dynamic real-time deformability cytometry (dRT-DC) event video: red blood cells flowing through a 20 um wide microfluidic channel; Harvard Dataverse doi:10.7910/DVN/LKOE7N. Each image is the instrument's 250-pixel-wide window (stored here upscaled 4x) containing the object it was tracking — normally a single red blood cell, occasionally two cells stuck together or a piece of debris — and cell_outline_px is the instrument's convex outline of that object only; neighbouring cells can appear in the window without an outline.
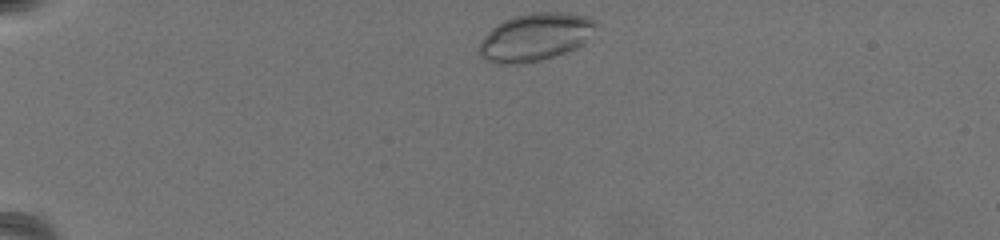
{"species": "common noctule bat (a hibernating species)", "species_latin": "Nyctalus noctula", "temperature_condition": "warm", "stored_images_in_passage": 49, "camera_frame_rate_fps": 3000, "um_per_image_px": 0.085, "animal": {"sex": "female", "body_mass_g": 19.5, "forearm_length_mm": 54.1}, "frame": {"image": 1, "passage_image": 1, "time_ms": 0.0, "image_size_px": [1000, 240], "cell_outline_px": [[596, 24], [588, 40], [576, 48], [540, 60], [516, 64], [496, 64], [484, 60], [480, 56], [476, 48], [484, 36], [496, 24], [512, 16], [532, 12], [564, 12], [584, 16], [592, 20]], "centroid_in_image_um": [45.42, 3.15], "position_along_channel_um": 39.6, "area_um2": 32.43}}
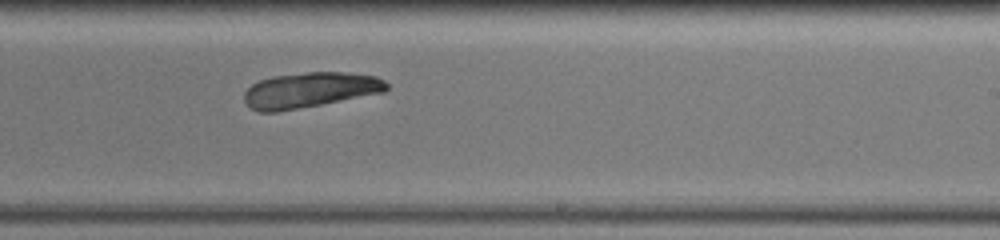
{"frame": {"image": 2, "passage_image": 29, "time_ms": 9.333, "image_size_px": [1000, 240], "cell_outline_px": [[388, 88], [384, 92], [320, 104], [276, 112], [260, 112], [252, 108], [244, 100], [244, 92], [252, 84], [260, 80], [272, 76], [304, 72], [348, 72], [376, 76], [384, 80], [388, 84]], "centroid_in_image_um": [26.34, 7.63], "position_along_channel_um": 262.7, "area_um2": 29.13}}
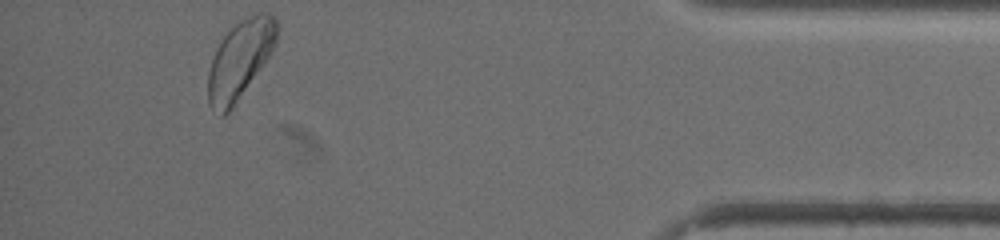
{"frame": {"image": 3, "passage_image": 48, "time_ms": 15.667, "image_size_px": [1000, 240], "cell_outline_px": [[276, 44], [272, 52], [232, 108], [224, 116], [220, 116], [208, 100], [208, 72], [216, 48], [224, 36], [240, 20], [256, 12], [268, 12], [276, 16]], "centroid_in_image_um": [20.41, 5.04], "position_along_channel_um": 414.8, "area_um2": 30.87}, "authors_computed_cell_mechanics": {"area_um2": 29.5358, "velocity_mm_per_s": 3.12, "shape_relaxation_time_tau1_ms": null, "shape_relaxation_time_tau2_ms": 5.3982, "deformation_change_tau1": null, "deformation_change_tau2": 0.1513}}